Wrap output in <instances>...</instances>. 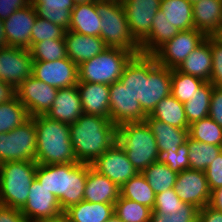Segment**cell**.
Here are the masks:
<instances>
[{"mask_svg": "<svg viewBox=\"0 0 222 222\" xmlns=\"http://www.w3.org/2000/svg\"><path fill=\"white\" fill-rule=\"evenodd\" d=\"M7 47V40L5 37L4 23L0 19V49Z\"/></svg>", "mask_w": 222, "mask_h": 222, "instance_id": "9f6ffc18", "label": "cell"}, {"mask_svg": "<svg viewBox=\"0 0 222 222\" xmlns=\"http://www.w3.org/2000/svg\"><path fill=\"white\" fill-rule=\"evenodd\" d=\"M151 212V208L121 196L114 204V214L123 222H150Z\"/></svg>", "mask_w": 222, "mask_h": 222, "instance_id": "60d3db41", "label": "cell"}, {"mask_svg": "<svg viewBox=\"0 0 222 222\" xmlns=\"http://www.w3.org/2000/svg\"><path fill=\"white\" fill-rule=\"evenodd\" d=\"M198 222H222V212L206 205L199 209Z\"/></svg>", "mask_w": 222, "mask_h": 222, "instance_id": "f5cc1de1", "label": "cell"}, {"mask_svg": "<svg viewBox=\"0 0 222 222\" xmlns=\"http://www.w3.org/2000/svg\"><path fill=\"white\" fill-rule=\"evenodd\" d=\"M83 114L82 102L77 86L59 88L52 108L46 116L52 120L72 124Z\"/></svg>", "mask_w": 222, "mask_h": 222, "instance_id": "44dd1931", "label": "cell"}, {"mask_svg": "<svg viewBox=\"0 0 222 222\" xmlns=\"http://www.w3.org/2000/svg\"><path fill=\"white\" fill-rule=\"evenodd\" d=\"M130 32L140 44L151 31L152 21L160 8L161 0H121Z\"/></svg>", "mask_w": 222, "mask_h": 222, "instance_id": "ac0fdd59", "label": "cell"}, {"mask_svg": "<svg viewBox=\"0 0 222 222\" xmlns=\"http://www.w3.org/2000/svg\"><path fill=\"white\" fill-rule=\"evenodd\" d=\"M87 163L37 164V181L55 195L63 211L84 200Z\"/></svg>", "mask_w": 222, "mask_h": 222, "instance_id": "7a4b0ae2", "label": "cell"}, {"mask_svg": "<svg viewBox=\"0 0 222 222\" xmlns=\"http://www.w3.org/2000/svg\"><path fill=\"white\" fill-rule=\"evenodd\" d=\"M106 222H123L120 218H118L115 214H113Z\"/></svg>", "mask_w": 222, "mask_h": 222, "instance_id": "680465c9", "label": "cell"}, {"mask_svg": "<svg viewBox=\"0 0 222 222\" xmlns=\"http://www.w3.org/2000/svg\"><path fill=\"white\" fill-rule=\"evenodd\" d=\"M21 212L30 222L55 219L64 214L58 198L42 186L36 178L31 184L27 202Z\"/></svg>", "mask_w": 222, "mask_h": 222, "instance_id": "9a60e30c", "label": "cell"}, {"mask_svg": "<svg viewBox=\"0 0 222 222\" xmlns=\"http://www.w3.org/2000/svg\"><path fill=\"white\" fill-rule=\"evenodd\" d=\"M90 165L119 188L138 173L117 142Z\"/></svg>", "mask_w": 222, "mask_h": 222, "instance_id": "7c38bea8", "label": "cell"}, {"mask_svg": "<svg viewBox=\"0 0 222 222\" xmlns=\"http://www.w3.org/2000/svg\"><path fill=\"white\" fill-rule=\"evenodd\" d=\"M208 205L222 212V187L211 191L210 201Z\"/></svg>", "mask_w": 222, "mask_h": 222, "instance_id": "11a10c76", "label": "cell"}, {"mask_svg": "<svg viewBox=\"0 0 222 222\" xmlns=\"http://www.w3.org/2000/svg\"><path fill=\"white\" fill-rule=\"evenodd\" d=\"M193 5L194 28L206 36L222 34V0H202Z\"/></svg>", "mask_w": 222, "mask_h": 222, "instance_id": "7402d4cb", "label": "cell"}, {"mask_svg": "<svg viewBox=\"0 0 222 222\" xmlns=\"http://www.w3.org/2000/svg\"><path fill=\"white\" fill-rule=\"evenodd\" d=\"M37 14L32 4L3 20L7 46L30 49V36Z\"/></svg>", "mask_w": 222, "mask_h": 222, "instance_id": "d6986e66", "label": "cell"}, {"mask_svg": "<svg viewBox=\"0 0 222 222\" xmlns=\"http://www.w3.org/2000/svg\"><path fill=\"white\" fill-rule=\"evenodd\" d=\"M191 4H194V3H196V2H198V1H202V0H188Z\"/></svg>", "mask_w": 222, "mask_h": 222, "instance_id": "94428289", "label": "cell"}, {"mask_svg": "<svg viewBox=\"0 0 222 222\" xmlns=\"http://www.w3.org/2000/svg\"><path fill=\"white\" fill-rule=\"evenodd\" d=\"M117 126L99 115L82 114L70 124V141L78 162L91 164L117 142Z\"/></svg>", "mask_w": 222, "mask_h": 222, "instance_id": "6da1fadb", "label": "cell"}, {"mask_svg": "<svg viewBox=\"0 0 222 222\" xmlns=\"http://www.w3.org/2000/svg\"><path fill=\"white\" fill-rule=\"evenodd\" d=\"M208 116L222 127V87L213 88Z\"/></svg>", "mask_w": 222, "mask_h": 222, "instance_id": "681fc988", "label": "cell"}, {"mask_svg": "<svg viewBox=\"0 0 222 222\" xmlns=\"http://www.w3.org/2000/svg\"><path fill=\"white\" fill-rule=\"evenodd\" d=\"M36 161H8L0 164V204L22 209L36 178Z\"/></svg>", "mask_w": 222, "mask_h": 222, "instance_id": "8992f818", "label": "cell"}, {"mask_svg": "<svg viewBox=\"0 0 222 222\" xmlns=\"http://www.w3.org/2000/svg\"><path fill=\"white\" fill-rule=\"evenodd\" d=\"M173 189L181 201L198 209L209 204L211 190L205 171L192 169L181 171L178 173Z\"/></svg>", "mask_w": 222, "mask_h": 222, "instance_id": "2e32d148", "label": "cell"}, {"mask_svg": "<svg viewBox=\"0 0 222 222\" xmlns=\"http://www.w3.org/2000/svg\"><path fill=\"white\" fill-rule=\"evenodd\" d=\"M199 209L184 203L169 214L155 212L152 210L150 222H198Z\"/></svg>", "mask_w": 222, "mask_h": 222, "instance_id": "ee69618b", "label": "cell"}, {"mask_svg": "<svg viewBox=\"0 0 222 222\" xmlns=\"http://www.w3.org/2000/svg\"><path fill=\"white\" fill-rule=\"evenodd\" d=\"M31 4V0H0V19L5 20L15 11Z\"/></svg>", "mask_w": 222, "mask_h": 222, "instance_id": "f907efd6", "label": "cell"}, {"mask_svg": "<svg viewBox=\"0 0 222 222\" xmlns=\"http://www.w3.org/2000/svg\"><path fill=\"white\" fill-rule=\"evenodd\" d=\"M66 31L63 27L37 17L31 30L30 48L40 41L64 39Z\"/></svg>", "mask_w": 222, "mask_h": 222, "instance_id": "7bdbcfd3", "label": "cell"}, {"mask_svg": "<svg viewBox=\"0 0 222 222\" xmlns=\"http://www.w3.org/2000/svg\"><path fill=\"white\" fill-rule=\"evenodd\" d=\"M16 96L15 88L0 79V104L10 101Z\"/></svg>", "mask_w": 222, "mask_h": 222, "instance_id": "db71d44e", "label": "cell"}, {"mask_svg": "<svg viewBox=\"0 0 222 222\" xmlns=\"http://www.w3.org/2000/svg\"><path fill=\"white\" fill-rule=\"evenodd\" d=\"M117 143L138 173L160 160L156 139L145 121L118 126Z\"/></svg>", "mask_w": 222, "mask_h": 222, "instance_id": "277c9868", "label": "cell"}, {"mask_svg": "<svg viewBox=\"0 0 222 222\" xmlns=\"http://www.w3.org/2000/svg\"><path fill=\"white\" fill-rule=\"evenodd\" d=\"M36 129L37 164L78 163L70 141V125L46 115L32 117Z\"/></svg>", "mask_w": 222, "mask_h": 222, "instance_id": "3957f363", "label": "cell"}, {"mask_svg": "<svg viewBox=\"0 0 222 222\" xmlns=\"http://www.w3.org/2000/svg\"><path fill=\"white\" fill-rule=\"evenodd\" d=\"M120 188L106 176L94 170L87 163V178L84 190V200L88 202H98L115 204L119 199Z\"/></svg>", "mask_w": 222, "mask_h": 222, "instance_id": "cb8c5ba5", "label": "cell"}, {"mask_svg": "<svg viewBox=\"0 0 222 222\" xmlns=\"http://www.w3.org/2000/svg\"><path fill=\"white\" fill-rule=\"evenodd\" d=\"M32 75L56 88H67L78 84V65L68 57L50 61H33Z\"/></svg>", "mask_w": 222, "mask_h": 222, "instance_id": "e0dca14e", "label": "cell"}, {"mask_svg": "<svg viewBox=\"0 0 222 222\" xmlns=\"http://www.w3.org/2000/svg\"><path fill=\"white\" fill-rule=\"evenodd\" d=\"M188 147L186 143L178 147L177 152L167 150L160 155V161L169 166L172 171L180 173L186 169H189Z\"/></svg>", "mask_w": 222, "mask_h": 222, "instance_id": "f6af8a7d", "label": "cell"}, {"mask_svg": "<svg viewBox=\"0 0 222 222\" xmlns=\"http://www.w3.org/2000/svg\"><path fill=\"white\" fill-rule=\"evenodd\" d=\"M143 77H148V54L138 53L127 63L119 81L139 103L142 102Z\"/></svg>", "mask_w": 222, "mask_h": 222, "instance_id": "4316f807", "label": "cell"}, {"mask_svg": "<svg viewBox=\"0 0 222 222\" xmlns=\"http://www.w3.org/2000/svg\"><path fill=\"white\" fill-rule=\"evenodd\" d=\"M72 1H73V3H74L75 5H78V4L89 3V2H92V1H94V0H72Z\"/></svg>", "mask_w": 222, "mask_h": 222, "instance_id": "91938a15", "label": "cell"}, {"mask_svg": "<svg viewBox=\"0 0 222 222\" xmlns=\"http://www.w3.org/2000/svg\"><path fill=\"white\" fill-rule=\"evenodd\" d=\"M150 116L171 126L180 129H189L184 111V103H181L172 95L163 98L157 104Z\"/></svg>", "mask_w": 222, "mask_h": 222, "instance_id": "d6a6232c", "label": "cell"}, {"mask_svg": "<svg viewBox=\"0 0 222 222\" xmlns=\"http://www.w3.org/2000/svg\"><path fill=\"white\" fill-rule=\"evenodd\" d=\"M100 20L96 0L78 4L71 11L69 30L82 35L100 36Z\"/></svg>", "mask_w": 222, "mask_h": 222, "instance_id": "f1b7e54d", "label": "cell"}, {"mask_svg": "<svg viewBox=\"0 0 222 222\" xmlns=\"http://www.w3.org/2000/svg\"><path fill=\"white\" fill-rule=\"evenodd\" d=\"M30 118L27 108L15 96L0 104V133H7Z\"/></svg>", "mask_w": 222, "mask_h": 222, "instance_id": "74e56055", "label": "cell"}, {"mask_svg": "<svg viewBox=\"0 0 222 222\" xmlns=\"http://www.w3.org/2000/svg\"><path fill=\"white\" fill-rule=\"evenodd\" d=\"M179 32L159 9L152 21L150 34L140 43V53L152 55L160 46L171 40Z\"/></svg>", "mask_w": 222, "mask_h": 222, "instance_id": "4dcf8cb0", "label": "cell"}, {"mask_svg": "<svg viewBox=\"0 0 222 222\" xmlns=\"http://www.w3.org/2000/svg\"><path fill=\"white\" fill-rule=\"evenodd\" d=\"M210 49L212 52V71L210 82L217 87H222V37L210 36Z\"/></svg>", "mask_w": 222, "mask_h": 222, "instance_id": "bcb514c9", "label": "cell"}, {"mask_svg": "<svg viewBox=\"0 0 222 222\" xmlns=\"http://www.w3.org/2000/svg\"><path fill=\"white\" fill-rule=\"evenodd\" d=\"M210 190L222 187V151L205 170Z\"/></svg>", "mask_w": 222, "mask_h": 222, "instance_id": "c3c4849f", "label": "cell"}, {"mask_svg": "<svg viewBox=\"0 0 222 222\" xmlns=\"http://www.w3.org/2000/svg\"><path fill=\"white\" fill-rule=\"evenodd\" d=\"M159 9L179 31L194 28L193 5L188 0H161Z\"/></svg>", "mask_w": 222, "mask_h": 222, "instance_id": "1f68e13d", "label": "cell"}, {"mask_svg": "<svg viewBox=\"0 0 222 222\" xmlns=\"http://www.w3.org/2000/svg\"><path fill=\"white\" fill-rule=\"evenodd\" d=\"M145 122L150 127L156 139L160 155L167 150L177 152L178 147L186 143L189 137L188 129L171 126L163 121L152 118L150 115L145 118Z\"/></svg>", "mask_w": 222, "mask_h": 222, "instance_id": "d4e9b609", "label": "cell"}, {"mask_svg": "<svg viewBox=\"0 0 222 222\" xmlns=\"http://www.w3.org/2000/svg\"><path fill=\"white\" fill-rule=\"evenodd\" d=\"M114 214V204L82 200L64 211L69 222H106Z\"/></svg>", "mask_w": 222, "mask_h": 222, "instance_id": "f546056e", "label": "cell"}, {"mask_svg": "<svg viewBox=\"0 0 222 222\" xmlns=\"http://www.w3.org/2000/svg\"><path fill=\"white\" fill-rule=\"evenodd\" d=\"M31 4L37 17L69 30L71 11L75 6L72 0H31Z\"/></svg>", "mask_w": 222, "mask_h": 222, "instance_id": "83f0119b", "label": "cell"}, {"mask_svg": "<svg viewBox=\"0 0 222 222\" xmlns=\"http://www.w3.org/2000/svg\"><path fill=\"white\" fill-rule=\"evenodd\" d=\"M172 69L161 66L148 54V77H143L142 110L150 115L157 104L171 95Z\"/></svg>", "mask_w": 222, "mask_h": 222, "instance_id": "30bf717a", "label": "cell"}, {"mask_svg": "<svg viewBox=\"0 0 222 222\" xmlns=\"http://www.w3.org/2000/svg\"><path fill=\"white\" fill-rule=\"evenodd\" d=\"M100 16V38L110 48L140 53V44L130 32L121 0H96Z\"/></svg>", "mask_w": 222, "mask_h": 222, "instance_id": "5b68a950", "label": "cell"}, {"mask_svg": "<svg viewBox=\"0 0 222 222\" xmlns=\"http://www.w3.org/2000/svg\"><path fill=\"white\" fill-rule=\"evenodd\" d=\"M37 222H67V217L63 214L60 217H57L55 219H47V220H42V221H37Z\"/></svg>", "mask_w": 222, "mask_h": 222, "instance_id": "6f0895ef", "label": "cell"}, {"mask_svg": "<svg viewBox=\"0 0 222 222\" xmlns=\"http://www.w3.org/2000/svg\"><path fill=\"white\" fill-rule=\"evenodd\" d=\"M67 57L77 65L102 53L108 47L100 36H89L67 30L64 37Z\"/></svg>", "mask_w": 222, "mask_h": 222, "instance_id": "ffe728a7", "label": "cell"}, {"mask_svg": "<svg viewBox=\"0 0 222 222\" xmlns=\"http://www.w3.org/2000/svg\"><path fill=\"white\" fill-rule=\"evenodd\" d=\"M33 59L29 49L7 46L0 49V79L17 88L32 76Z\"/></svg>", "mask_w": 222, "mask_h": 222, "instance_id": "4fadbf2b", "label": "cell"}, {"mask_svg": "<svg viewBox=\"0 0 222 222\" xmlns=\"http://www.w3.org/2000/svg\"><path fill=\"white\" fill-rule=\"evenodd\" d=\"M138 52L108 47L102 53L78 65V81L110 85L119 81L124 68Z\"/></svg>", "mask_w": 222, "mask_h": 222, "instance_id": "52a82bcc", "label": "cell"}, {"mask_svg": "<svg viewBox=\"0 0 222 222\" xmlns=\"http://www.w3.org/2000/svg\"><path fill=\"white\" fill-rule=\"evenodd\" d=\"M188 130L195 141L222 146V127L209 116L192 123Z\"/></svg>", "mask_w": 222, "mask_h": 222, "instance_id": "ab89813d", "label": "cell"}, {"mask_svg": "<svg viewBox=\"0 0 222 222\" xmlns=\"http://www.w3.org/2000/svg\"><path fill=\"white\" fill-rule=\"evenodd\" d=\"M155 193L149 186L145 176L137 173L120 187V196L136 201L153 210Z\"/></svg>", "mask_w": 222, "mask_h": 222, "instance_id": "e575fe53", "label": "cell"}, {"mask_svg": "<svg viewBox=\"0 0 222 222\" xmlns=\"http://www.w3.org/2000/svg\"><path fill=\"white\" fill-rule=\"evenodd\" d=\"M189 169L205 171L212 161L221 153L222 146L202 143L187 138Z\"/></svg>", "mask_w": 222, "mask_h": 222, "instance_id": "d590c367", "label": "cell"}, {"mask_svg": "<svg viewBox=\"0 0 222 222\" xmlns=\"http://www.w3.org/2000/svg\"><path fill=\"white\" fill-rule=\"evenodd\" d=\"M213 88L214 85L211 82H205L190 100L184 103L188 125L208 117Z\"/></svg>", "mask_w": 222, "mask_h": 222, "instance_id": "836d02e7", "label": "cell"}, {"mask_svg": "<svg viewBox=\"0 0 222 222\" xmlns=\"http://www.w3.org/2000/svg\"><path fill=\"white\" fill-rule=\"evenodd\" d=\"M205 82L201 78L172 69L171 95L181 103H185L190 100Z\"/></svg>", "mask_w": 222, "mask_h": 222, "instance_id": "f35d334b", "label": "cell"}, {"mask_svg": "<svg viewBox=\"0 0 222 222\" xmlns=\"http://www.w3.org/2000/svg\"><path fill=\"white\" fill-rule=\"evenodd\" d=\"M36 129L30 117L7 133H0V164L8 161H35Z\"/></svg>", "mask_w": 222, "mask_h": 222, "instance_id": "ba28073f", "label": "cell"}, {"mask_svg": "<svg viewBox=\"0 0 222 222\" xmlns=\"http://www.w3.org/2000/svg\"><path fill=\"white\" fill-rule=\"evenodd\" d=\"M84 114L110 118L109 85L78 81L76 85Z\"/></svg>", "mask_w": 222, "mask_h": 222, "instance_id": "603a6c76", "label": "cell"}, {"mask_svg": "<svg viewBox=\"0 0 222 222\" xmlns=\"http://www.w3.org/2000/svg\"><path fill=\"white\" fill-rule=\"evenodd\" d=\"M184 204L178 197L173 188L155 195L153 210L164 214H170L176 208H180Z\"/></svg>", "mask_w": 222, "mask_h": 222, "instance_id": "7dc6e473", "label": "cell"}, {"mask_svg": "<svg viewBox=\"0 0 222 222\" xmlns=\"http://www.w3.org/2000/svg\"><path fill=\"white\" fill-rule=\"evenodd\" d=\"M33 61H50L67 58L64 39H52L35 43L30 49Z\"/></svg>", "mask_w": 222, "mask_h": 222, "instance_id": "b9f144b4", "label": "cell"}, {"mask_svg": "<svg viewBox=\"0 0 222 222\" xmlns=\"http://www.w3.org/2000/svg\"><path fill=\"white\" fill-rule=\"evenodd\" d=\"M205 39L206 35L195 28L180 31L175 37L160 46L152 55L159 65L169 69H177Z\"/></svg>", "mask_w": 222, "mask_h": 222, "instance_id": "9c48e42d", "label": "cell"}, {"mask_svg": "<svg viewBox=\"0 0 222 222\" xmlns=\"http://www.w3.org/2000/svg\"><path fill=\"white\" fill-rule=\"evenodd\" d=\"M177 70L210 82L212 71L210 36H206V39L186 57Z\"/></svg>", "mask_w": 222, "mask_h": 222, "instance_id": "484cf974", "label": "cell"}, {"mask_svg": "<svg viewBox=\"0 0 222 222\" xmlns=\"http://www.w3.org/2000/svg\"><path fill=\"white\" fill-rule=\"evenodd\" d=\"M16 97L27 108L30 117L46 115L52 108L58 88L48 85L33 75L17 88Z\"/></svg>", "mask_w": 222, "mask_h": 222, "instance_id": "8fae6325", "label": "cell"}, {"mask_svg": "<svg viewBox=\"0 0 222 222\" xmlns=\"http://www.w3.org/2000/svg\"><path fill=\"white\" fill-rule=\"evenodd\" d=\"M142 174L155 194L162 193L174 187L178 173L160 160L147 167Z\"/></svg>", "mask_w": 222, "mask_h": 222, "instance_id": "8d00e7d4", "label": "cell"}, {"mask_svg": "<svg viewBox=\"0 0 222 222\" xmlns=\"http://www.w3.org/2000/svg\"><path fill=\"white\" fill-rule=\"evenodd\" d=\"M0 222H30L20 209L0 204Z\"/></svg>", "mask_w": 222, "mask_h": 222, "instance_id": "816d5d0a", "label": "cell"}, {"mask_svg": "<svg viewBox=\"0 0 222 222\" xmlns=\"http://www.w3.org/2000/svg\"><path fill=\"white\" fill-rule=\"evenodd\" d=\"M110 120L118 127L124 123L144 122L148 116L120 81L109 85Z\"/></svg>", "mask_w": 222, "mask_h": 222, "instance_id": "5bb4252c", "label": "cell"}]
</instances>
